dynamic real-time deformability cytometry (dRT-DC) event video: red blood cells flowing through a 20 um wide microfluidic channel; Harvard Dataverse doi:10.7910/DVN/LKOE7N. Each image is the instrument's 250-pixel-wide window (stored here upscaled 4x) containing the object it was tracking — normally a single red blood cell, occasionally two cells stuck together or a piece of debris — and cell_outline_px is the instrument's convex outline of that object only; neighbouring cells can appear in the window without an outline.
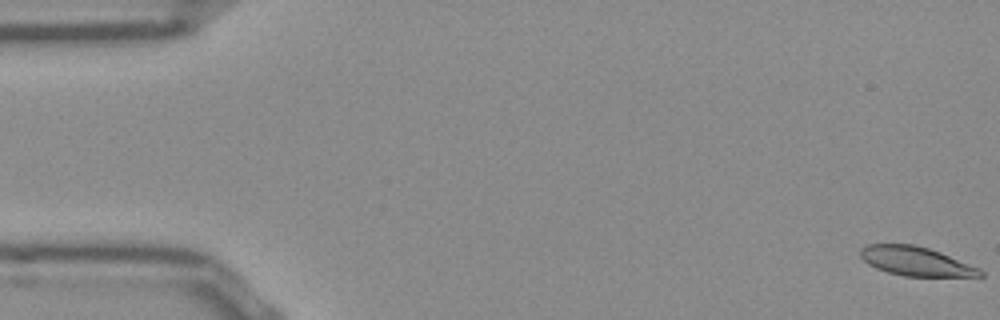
{"species": "Egyptian fruit bat (a non-hibernating species)", "species_latin": "Rousettus aegyptiacus", "temperature_condition": "room temperature", "stored_images_in_passage": 53, "camera_frame_rate_fps": 3000, "um_per_image_px": 0.085, "frame": {"image": 1, "passage_image": 1, "time_ms": 0.0, "image_size_px": [1000, 320], "cell_outline_px": [[972, 272], [968, 276], [912, 276], [892, 272], [880, 268], [872, 264], [868, 260], [876, 244], [908, 244], [924, 248], [936, 252], [972, 268]], "centroid_in_image_um": [77.85, 22.22], "position_along_channel_um": 7.2, "area_um2": 16.82}}
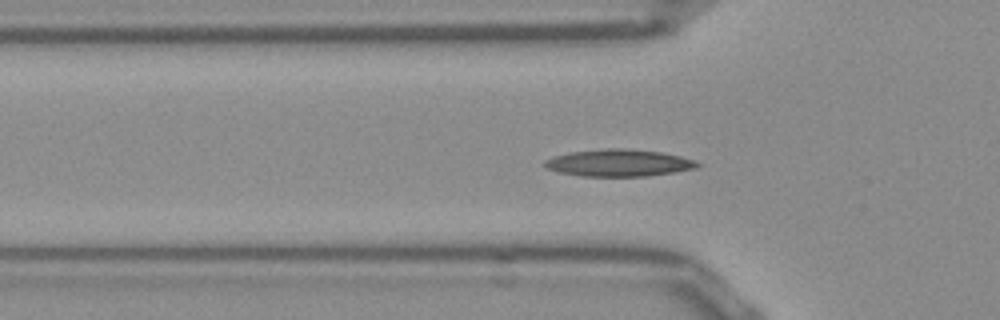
{"frame": {"image": 2, "passage_image": 17, "time_ms": 5.333, "image_size_px": [1000, 320], "cell_outline_px": [[696, 164], [684, 168], [664, 172], [632, 176], [596, 176], [568, 172], [556, 168], [548, 164], [552, 160], [564, 156], [580, 152], [652, 152], [672, 156], [688, 160]], "centroid_in_image_um": [52.62, 13.9], "position_along_channel_um": 73.2, "area_um2": 19.36}}
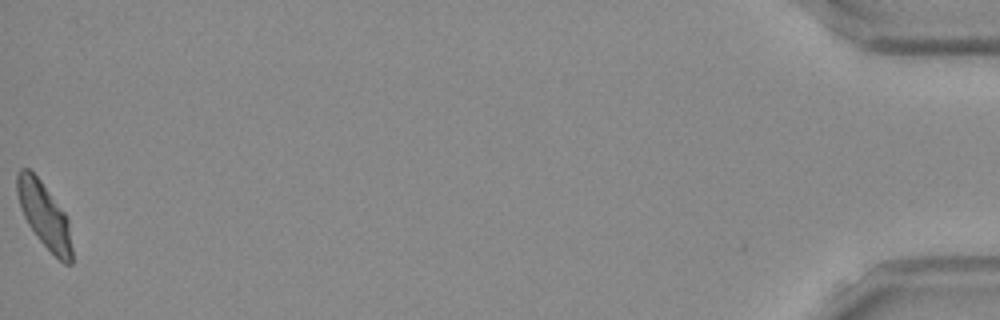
{"frame": {"image": 3, "passage_image": 53, "time_ms": 17.333, "image_size_px": [1000, 320], "cell_outline_px": [[72, 260], [68, 264], [60, 260], [44, 244], [32, 228], [20, 204], [20, 172], [24, 168], [28, 168], [36, 176], [64, 216], [72, 252]], "centroid_in_image_um": [3.79, 18.37], "position_along_channel_um": 431.4, "area_um2": 18.15}, "authors_computed_cell_mechanics": {"area_um2": 17.9758, "velocity_mm_per_s": 3.8598, "shape_relaxation_time_tau1_ms": null, "shape_relaxation_time_tau2_ms": 4.22, "deformation_change_tau1": null, "deformation_change_tau2": 0.0943}}